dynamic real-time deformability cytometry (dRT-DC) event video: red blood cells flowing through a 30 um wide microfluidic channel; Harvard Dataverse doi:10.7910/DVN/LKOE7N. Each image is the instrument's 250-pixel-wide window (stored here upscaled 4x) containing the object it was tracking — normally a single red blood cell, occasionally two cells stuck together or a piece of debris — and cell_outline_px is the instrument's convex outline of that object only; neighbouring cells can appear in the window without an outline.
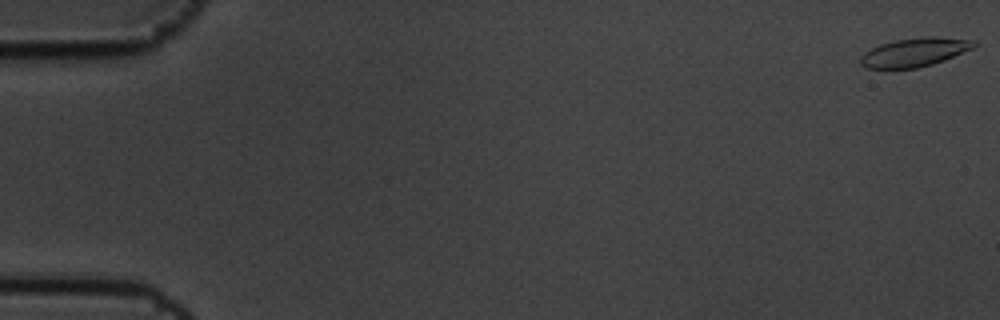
{"species": "common noctule bat (a hibernating species)", "species_latin": "Nyctalus noctula", "temperature_condition": "cold", "stored_images_in_passage": 6, "camera_frame_rate_fps": 3000, "um_per_image_px": 0.085, "animal": {"sex": "male", "body_mass_g": 19.5, "forearm_length_mm": 54.6}, "frame": {"image": 1, "passage_image": 1, "time_ms": 0.0, "image_size_px": [1000, 320], "cell_outline_px": [[980, 44], [972, 48], [944, 60], [932, 64], [916, 68], [864, 68], [860, 64], [860, 56], [864, 52], [880, 44], [896, 40], [928, 36], [936, 36], [976, 40]], "centroid_in_image_um": [77.75, 4.43], "position_along_channel_um": 7.2, "area_um2": 19.02}}
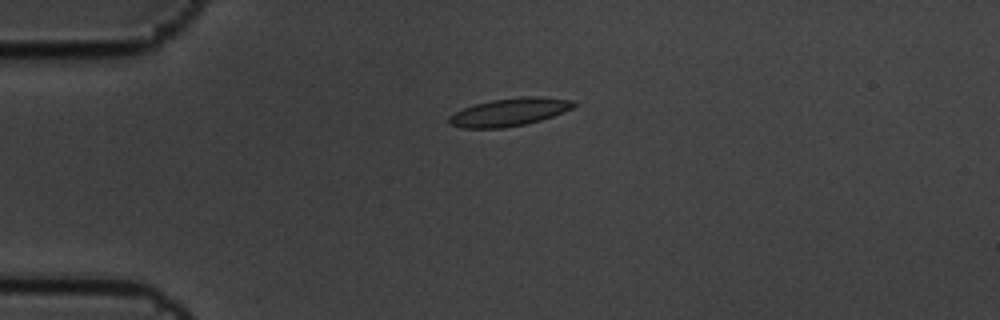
{"frame": {"image": 2, "passage_image": 5, "time_ms": 1.333, "image_size_px": [1000, 320], "cell_outline_px": [[580, 104], [572, 108], [552, 116], [540, 120], [524, 124], [504, 128], [464, 128], [448, 124], [448, 116], [464, 108], [476, 104], [492, 100], [520, 96], [540, 96], [576, 100]], "centroid_in_image_um": [43.34, 9.51], "position_along_channel_um": 41.7, "area_um2": 20.35}}